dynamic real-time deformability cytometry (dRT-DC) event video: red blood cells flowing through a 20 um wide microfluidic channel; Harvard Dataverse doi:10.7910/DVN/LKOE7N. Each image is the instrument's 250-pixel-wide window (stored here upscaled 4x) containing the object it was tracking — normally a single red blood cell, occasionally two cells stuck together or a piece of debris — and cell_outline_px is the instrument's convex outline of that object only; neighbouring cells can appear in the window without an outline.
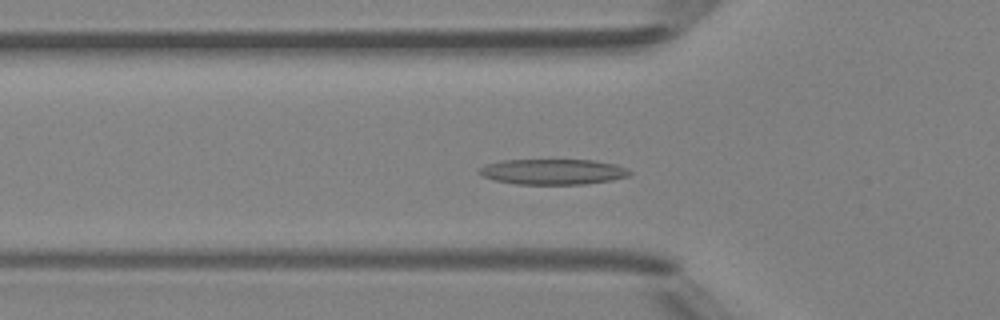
{"species": "Egyptian fruit bat (a non-hibernating species)", "species_latin": "Rousettus aegyptiacus", "temperature_condition": "room temperature", "stored_images_in_passage": 48, "camera_frame_rate_fps": 3000, "um_per_image_px": 0.085, "animal": {"sex": "female"}, "frame": {"image": 1, "passage_image": 16, "time_ms": 5.0, "image_size_px": [1000, 320], "cell_outline_px": [[632, 172], [628, 176], [612, 180], [584, 184], [516, 184], [496, 180], [484, 176], [476, 172], [480, 168], [488, 164], [500, 160], [596, 160], [616, 164]], "centroid_in_image_um": [47.01, 14.59], "position_along_channel_um": 78.8, "area_um2": 22.25}}
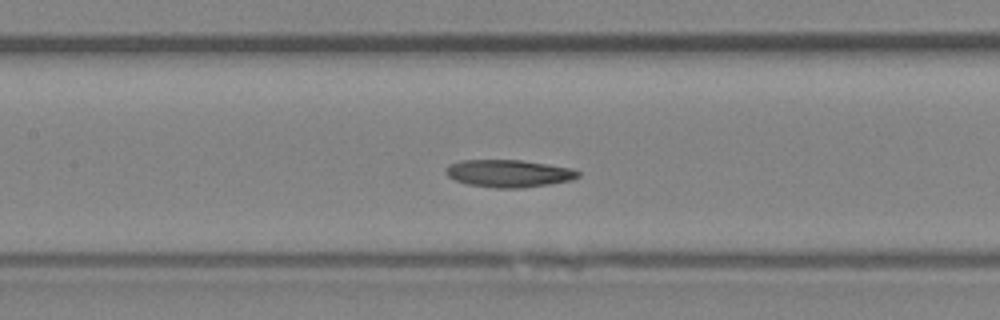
{"frame": {"image": 2, "passage_image": 22, "time_ms": 7.0, "image_size_px": [1000, 320], "cell_outline_px": [[580, 176], [572, 180], [548, 184], [520, 188], [496, 188], [468, 184], [456, 180], [448, 176], [444, 172], [444, 168], [448, 164], [460, 160], [524, 160], [572, 168], [580, 172]], "centroid_in_image_um": [43.23, 14.73], "position_along_channel_um": 164.2, "area_um2": 21.27}}
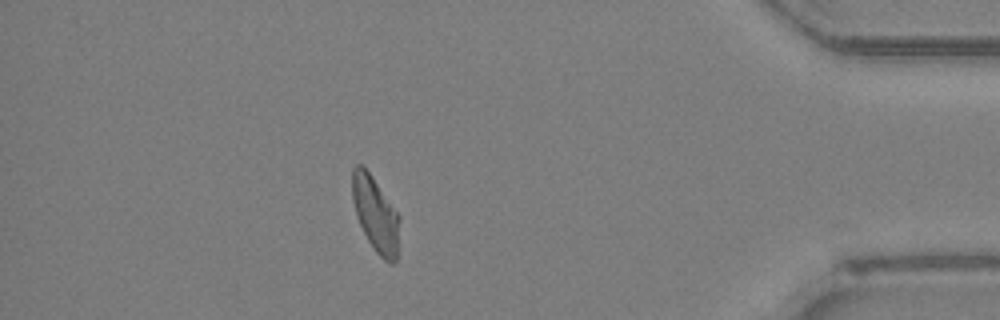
{"frame": {"image": 3, "passage_image": 42, "time_ms": 13.667, "image_size_px": [1000, 320], "cell_outline_px": [[400, 220], [396, 260], [392, 264], [388, 264], [376, 252], [368, 240], [356, 216], [352, 200], [352, 168], [356, 164], [360, 164], [372, 176], [400, 216]], "centroid_in_image_um": [31.92, 18.22], "position_along_channel_um": 403.3, "area_um2": 20.58}, "authors_computed_cell_mechanics": {"area_um2": 20.9814, "velocity_mm_per_s": 4.2681, "shape_relaxation_time_tau1_ms": 8.2348, "shape_relaxation_time_tau2_ms": 1.6819, "deformation_change_tau1": 0.2015, "deformation_change_tau2": 0.0669}}